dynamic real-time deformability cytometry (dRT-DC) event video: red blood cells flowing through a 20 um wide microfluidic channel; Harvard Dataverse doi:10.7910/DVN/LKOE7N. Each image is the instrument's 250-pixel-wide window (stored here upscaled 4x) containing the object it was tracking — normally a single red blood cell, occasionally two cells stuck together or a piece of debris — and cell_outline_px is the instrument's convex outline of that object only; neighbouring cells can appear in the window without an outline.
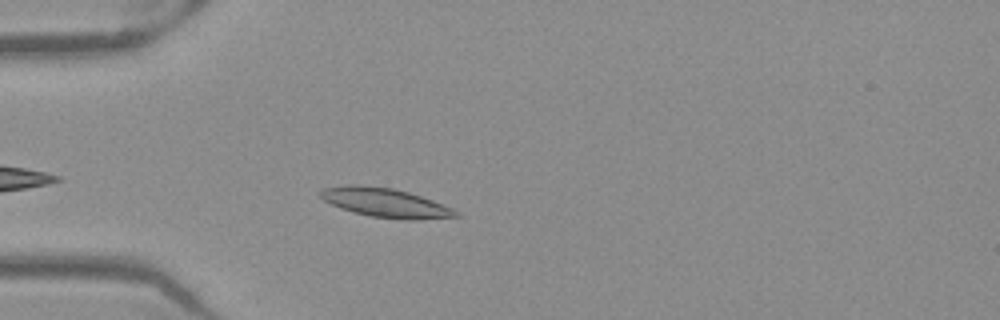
{"species": "Egyptian fruit bat (a non-hibernating species)", "species_latin": "Rousettus aegyptiacus", "temperature_condition": "warm", "stored_images_in_passage": 41, "camera_frame_rate_fps": 3000, "um_per_image_px": 0.085, "frame": {"image": 1, "passage_image": 4, "time_ms": 1.0, "image_size_px": [1000, 320], "cell_outline_px": [[460, 216], [416, 220], [408, 220], [368, 216], [352, 212], [340, 208], [324, 200], [320, 196], [320, 192], [324, 188], [348, 184], [360, 184], [392, 188], [408, 192], [432, 200], [452, 208], [460, 212]], "centroid_in_image_um": [32.76, 17.23], "position_along_channel_um": 52.2, "area_um2": 23.0}}
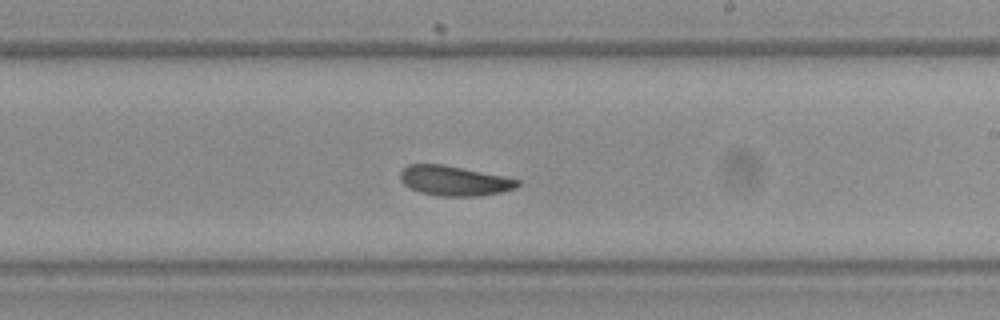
{"frame": {"image": 2, "passage_image": 20, "time_ms": 6.333, "image_size_px": [1000, 320], "cell_outline_px": [[520, 184], [516, 188], [500, 192], [476, 196], [440, 196], [420, 192], [404, 184], [400, 180], [400, 172], [408, 164], [440, 164], [504, 176], [520, 180]], "centroid_in_image_um": [38.61, 15.36], "position_along_channel_um": 250.4, "area_um2": 20.17}}
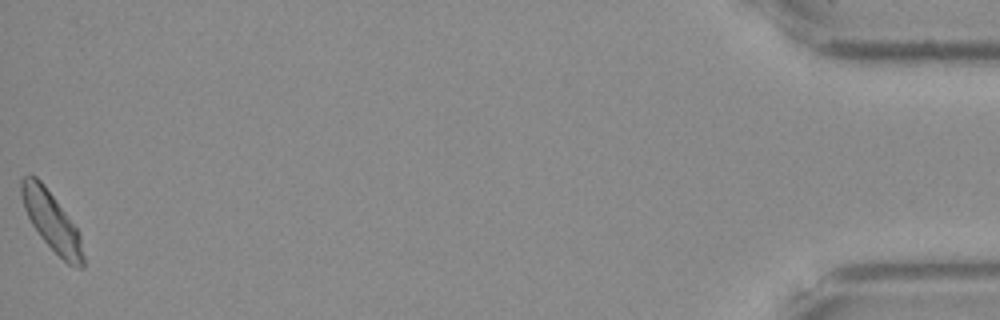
{"frame": {"image": 3, "passage_image": 41, "time_ms": 13.333, "image_size_px": [1000, 320], "cell_outline_px": [[84, 268], [80, 268], [68, 264], [40, 236], [32, 224], [24, 208], [20, 196], [20, 180], [24, 176], [36, 176], [44, 184], [76, 228], [80, 236], [84, 256]], "centroid_in_image_um": [4.37, 18.79], "position_along_channel_um": 430.8, "area_um2": 20.75}, "authors_computed_cell_mechanics": {"area_um2": 20.808, "velocity_mm_per_s": 3.9337, "shape_relaxation_time_tau1_ms": 5.804, "shape_relaxation_time_tau2_ms": 2.793, "deformation_change_tau1": 0.118, "deformation_change_tau2": 0.0741}}